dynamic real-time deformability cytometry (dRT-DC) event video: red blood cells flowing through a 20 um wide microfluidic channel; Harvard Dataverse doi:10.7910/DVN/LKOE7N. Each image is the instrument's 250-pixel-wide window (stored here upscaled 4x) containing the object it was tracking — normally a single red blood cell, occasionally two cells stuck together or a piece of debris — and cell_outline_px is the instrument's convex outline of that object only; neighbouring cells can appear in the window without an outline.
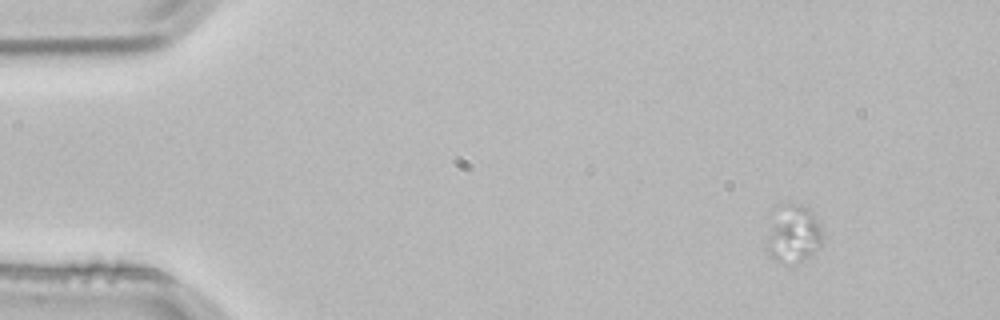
{"species": "common noctule bat (a hibernating species)", "species_latin": "Nyctalus noctula", "temperature_condition": "room temperature", "stored_images_in_passage": 4, "camera_frame_rate_fps": 3000, "um_per_image_px": 0.085, "animal": {"sex": "male", "body_mass_g": 21.5, "forearm_length_mm": 52.0}, "frame": {"image": 1, "passage_image": 2, "time_ms": 0.333, "image_size_px": [1000, 320], "cell_outline_px": [[820, 248], [808, 256], [800, 260], [776, 260], [764, 248], [764, 244], [768, 236], [788, 204], [800, 204], [808, 208], [820, 220]], "centroid_in_image_um": [67.52, 19.92], "position_along_channel_um": 17.5, "area_um2": 16.99}}
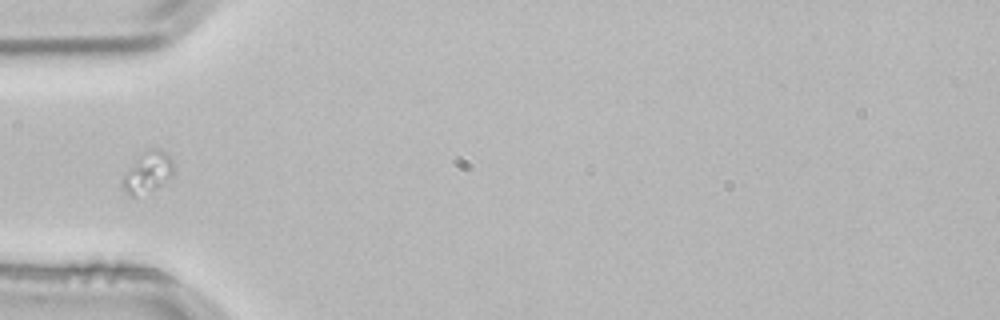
{"frame": {"image": 2, "passage_image": 4, "time_ms": 1.0, "image_size_px": [1000, 320], "cell_outline_px": [[176, 168], [164, 184], [136, 196], [132, 196], [124, 192], [120, 188], [120, 180], [132, 164], [144, 152], [152, 148], [156, 148], [164, 152], [172, 160]], "centroid_in_image_um": [12.53, 14.67], "position_along_channel_um": 72.5, "area_um2": 12.08}}